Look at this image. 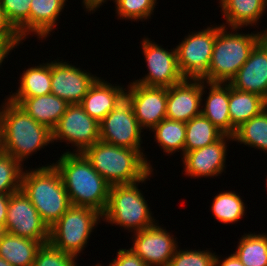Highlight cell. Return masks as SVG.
<instances>
[{"label": "cell", "instance_id": "41", "mask_svg": "<svg viewBox=\"0 0 267 266\" xmlns=\"http://www.w3.org/2000/svg\"><path fill=\"white\" fill-rule=\"evenodd\" d=\"M220 262V257L215 255L214 266H245L234 253Z\"/></svg>", "mask_w": 267, "mask_h": 266}, {"label": "cell", "instance_id": "20", "mask_svg": "<svg viewBox=\"0 0 267 266\" xmlns=\"http://www.w3.org/2000/svg\"><path fill=\"white\" fill-rule=\"evenodd\" d=\"M18 104L35 121L45 125L51 131L66 112L69 104L54 94L36 97H7Z\"/></svg>", "mask_w": 267, "mask_h": 266}, {"label": "cell", "instance_id": "26", "mask_svg": "<svg viewBox=\"0 0 267 266\" xmlns=\"http://www.w3.org/2000/svg\"><path fill=\"white\" fill-rule=\"evenodd\" d=\"M51 94V62L23 71L16 93L9 97H36Z\"/></svg>", "mask_w": 267, "mask_h": 266}, {"label": "cell", "instance_id": "31", "mask_svg": "<svg viewBox=\"0 0 267 266\" xmlns=\"http://www.w3.org/2000/svg\"><path fill=\"white\" fill-rule=\"evenodd\" d=\"M211 211L222 224L236 223L245 216V203L237 193L224 191L214 197Z\"/></svg>", "mask_w": 267, "mask_h": 266}, {"label": "cell", "instance_id": "18", "mask_svg": "<svg viewBox=\"0 0 267 266\" xmlns=\"http://www.w3.org/2000/svg\"><path fill=\"white\" fill-rule=\"evenodd\" d=\"M226 139V140H225ZM227 140L233 137L223 135L216 142L205 147L184 152L182 161L184 172L188 177H214L220 175L225 169Z\"/></svg>", "mask_w": 267, "mask_h": 266}, {"label": "cell", "instance_id": "9", "mask_svg": "<svg viewBox=\"0 0 267 266\" xmlns=\"http://www.w3.org/2000/svg\"><path fill=\"white\" fill-rule=\"evenodd\" d=\"M72 143V153H82L100 140L99 123L91 118L80 104H69L66 112L52 129V142Z\"/></svg>", "mask_w": 267, "mask_h": 266}, {"label": "cell", "instance_id": "12", "mask_svg": "<svg viewBox=\"0 0 267 266\" xmlns=\"http://www.w3.org/2000/svg\"><path fill=\"white\" fill-rule=\"evenodd\" d=\"M4 231L42 244L49 242L48 226L21 190L10 195Z\"/></svg>", "mask_w": 267, "mask_h": 266}, {"label": "cell", "instance_id": "1", "mask_svg": "<svg viewBox=\"0 0 267 266\" xmlns=\"http://www.w3.org/2000/svg\"><path fill=\"white\" fill-rule=\"evenodd\" d=\"M59 170L71 206L88 207L103 214L110 185L82 153L66 151L53 163Z\"/></svg>", "mask_w": 267, "mask_h": 266}, {"label": "cell", "instance_id": "30", "mask_svg": "<svg viewBox=\"0 0 267 266\" xmlns=\"http://www.w3.org/2000/svg\"><path fill=\"white\" fill-rule=\"evenodd\" d=\"M233 141L267 153V108L237 128Z\"/></svg>", "mask_w": 267, "mask_h": 266}, {"label": "cell", "instance_id": "23", "mask_svg": "<svg viewBox=\"0 0 267 266\" xmlns=\"http://www.w3.org/2000/svg\"><path fill=\"white\" fill-rule=\"evenodd\" d=\"M41 242L0 231V257L12 266H32Z\"/></svg>", "mask_w": 267, "mask_h": 266}, {"label": "cell", "instance_id": "43", "mask_svg": "<svg viewBox=\"0 0 267 266\" xmlns=\"http://www.w3.org/2000/svg\"><path fill=\"white\" fill-rule=\"evenodd\" d=\"M0 266H12V265L0 257Z\"/></svg>", "mask_w": 267, "mask_h": 266}, {"label": "cell", "instance_id": "8", "mask_svg": "<svg viewBox=\"0 0 267 266\" xmlns=\"http://www.w3.org/2000/svg\"><path fill=\"white\" fill-rule=\"evenodd\" d=\"M217 25L188 33L176 46L178 67L184 78L201 79L209 69Z\"/></svg>", "mask_w": 267, "mask_h": 266}, {"label": "cell", "instance_id": "44", "mask_svg": "<svg viewBox=\"0 0 267 266\" xmlns=\"http://www.w3.org/2000/svg\"><path fill=\"white\" fill-rule=\"evenodd\" d=\"M0 152H2V143H1V124H0Z\"/></svg>", "mask_w": 267, "mask_h": 266}, {"label": "cell", "instance_id": "17", "mask_svg": "<svg viewBox=\"0 0 267 266\" xmlns=\"http://www.w3.org/2000/svg\"><path fill=\"white\" fill-rule=\"evenodd\" d=\"M228 84L239 91L261 95L267 100V35L251 50L248 60Z\"/></svg>", "mask_w": 267, "mask_h": 266}, {"label": "cell", "instance_id": "33", "mask_svg": "<svg viewBox=\"0 0 267 266\" xmlns=\"http://www.w3.org/2000/svg\"><path fill=\"white\" fill-rule=\"evenodd\" d=\"M23 167L11 155L0 152V194H13L20 191Z\"/></svg>", "mask_w": 267, "mask_h": 266}, {"label": "cell", "instance_id": "21", "mask_svg": "<svg viewBox=\"0 0 267 266\" xmlns=\"http://www.w3.org/2000/svg\"><path fill=\"white\" fill-rule=\"evenodd\" d=\"M205 85L209 86L210 90L204 100L205 104L201 106V114L224 135L233 137L236 129L231 125L229 115V84L205 82Z\"/></svg>", "mask_w": 267, "mask_h": 266}, {"label": "cell", "instance_id": "35", "mask_svg": "<svg viewBox=\"0 0 267 266\" xmlns=\"http://www.w3.org/2000/svg\"><path fill=\"white\" fill-rule=\"evenodd\" d=\"M77 257L64 253L50 242L42 244L32 266H77Z\"/></svg>", "mask_w": 267, "mask_h": 266}, {"label": "cell", "instance_id": "39", "mask_svg": "<svg viewBox=\"0 0 267 266\" xmlns=\"http://www.w3.org/2000/svg\"><path fill=\"white\" fill-rule=\"evenodd\" d=\"M0 38H20L18 33L8 23L0 3Z\"/></svg>", "mask_w": 267, "mask_h": 266}, {"label": "cell", "instance_id": "37", "mask_svg": "<svg viewBox=\"0 0 267 266\" xmlns=\"http://www.w3.org/2000/svg\"><path fill=\"white\" fill-rule=\"evenodd\" d=\"M108 266H148L131 249H119L117 257Z\"/></svg>", "mask_w": 267, "mask_h": 266}, {"label": "cell", "instance_id": "3", "mask_svg": "<svg viewBox=\"0 0 267 266\" xmlns=\"http://www.w3.org/2000/svg\"><path fill=\"white\" fill-rule=\"evenodd\" d=\"M82 154L110 186L141 181L153 171L143 151L101 140L86 148Z\"/></svg>", "mask_w": 267, "mask_h": 266}, {"label": "cell", "instance_id": "29", "mask_svg": "<svg viewBox=\"0 0 267 266\" xmlns=\"http://www.w3.org/2000/svg\"><path fill=\"white\" fill-rule=\"evenodd\" d=\"M151 130L155 132V141H157L159 144L158 146L163 149V152L172 154L173 152L175 153V151L181 150L183 156L186 123L166 118Z\"/></svg>", "mask_w": 267, "mask_h": 266}, {"label": "cell", "instance_id": "16", "mask_svg": "<svg viewBox=\"0 0 267 266\" xmlns=\"http://www.w3.org/2000/svg\"><path fill=\"white\" fill-rule=\"evenodd\" d=\"M203 79L185 78L167 88L166 118L187 123L201 114L203 94L206 93Z\"/></svg>", "mask_w": 267, "mask_h": 266}, {"label": "cell", "instance_id": "11", "mask_svg": "<svg viewBox=\"0 0 267 266\" xmlns=\"http://www.w3.org/2000/svg\"><path fill=\"white\" fill-rule=\"evenodd\" d=\"M141 44L149 73L133 82L147 87L168 88L185 79L178 67L176 48L168 51L149 38H144Z\"/></svg>", "mask_w": 267, "mask_h": 266}, {"label": "cell", "instance_id": "5", "mask_svg": "<svg viewBox=\"0 0 267 266\" xmlns=\"http://www.w3.org/2000/svg\"><path fill=\"white\" fill-rule=\"evenodd\" d=\"M217 26L212 58L208 72L201 78L210 83H229L241 66L248 60L251 50L267 35V29L251 34L236 32L241 28ZM235 31V32H234Z\"/></svg>", "mask_w": 267, "mask_h": 266}, {"label": "cell", "instance_id": "27", "mask_svg": "<svg viewBox=\"0 0 267 266\" xmlns=\"http://www.w3.org/2000/svg\"><path fill=\"white\" fill-rule=\"evenodd\" d=\"M224 134L202 114L186 123L184 152H190L210 145Z\"/></svg>", "mask_w": 267, "mask_h": 266}, {"label": "cell", "instance_id": "10", "mask_svg": "<svg viewBox=\"0 0 267 266\" xmlns=\"http://www.w3.org/2000/svg\"><path fill=\"white\" fill-rule=\"evenodd\" d=\"M100 140L119 147L143 151L142 128L134 115L131 104L124 98L99 123Z\"/></svg>", "mask_w": 267, "mask_h": 266}, {"label": "cell", "instance_id": "24", "mask_svg": "<svg viewBox=\"0 0 267 266\" xmlns=\"http://www.w3.org/2000/svg\"><path fill=\"white\" fill-rule=\"evenodd\" d=\"M266 108L267 100L261 95L239 91L229 85V115L235 129Z\"/></svg>", "mask_w": 267, "mask_h": 266}, {"label": "cell", "instance_id": "6", "mask_svg": "<svg viewBox=\"0 0 267 266\" xmlns=\"http://www.w3.org/2000/svg\"><path fill=\"white\" fill-rule=\"evenodd\" d=\"M152 173L151 171L144 179L135 183L110 186L102 221L132 230L133 233L156 224L146 198L137 187L139 183L149 179Z\"/></svg>", "mask_w": 267, "mask_h": 266}, {"label": "cell", "instance_id": "13", "mask_svg": "<svg viewBox=\"0 0 267 266\" xmlns=\"http://www.w3.org/2000/svg\"><path fill=\"white\" fill-rule=\"evenodd\" d=\"M127 87L125 98L142 129L151 130L166 119L167 87H147L135 82Z\"/></svg>", "mask_w": 267, "mask_h": 266}, {"label": "cell", "instance_id": "25", "mask_svg": "<svg viewBox=\"0 0 267 266\" xmlns=\"http://www.w3.org/2000/svg\"><path fill=\"white\" fill-rule=\"evenodd\" d=\"M68 0H32L30 6V33L37 35V38L49 36L54 30L60 12Z\"/></svg>", "mask_w": 267, "mask_h": 266}, {"label": "cell", "instance_id": "42", "mask_svg": "<svg viewBox=\"0 0 267 266\" xmlns=\"http://www.w3.org/2000/svg\"><path fill=\"white\" fill-rule=\"evenodd\" d=\"M107 0H83L82 3L84 8H86V11H95L98 7L102 5V3H105Z\"/></svg>", "mask_w": 267, "mask_h": 266}, {"label": "cell", "instance_id": "34", "mask_svg": "<svg viewBox=\"0 0 267 266\" xmlns=\"http://www.w3.org/2000/svg\"><path fill=\"white\" fill-rule=\"evenodd\" d=\"M157 0H114L120 19L145 20L151 17Z\"/></svg>", "mask_w": 267, "mask_h": 266}, {"label": "cell", "instance_id": "40", "mask_svg": "<svg viewBox=\"0 0 267 266\" xmlns=\"http://www.w3.org/2000/svg\"><path fill=\"white\" fill-rule=\"evenodd\" d=\"M11 194H0V231H4Z\"/></svg>", "mask_w": 267, "mask_h": 266}, {"label": "cell", "instance_id": "7", "mask_svg": "<svg viewBox=\"0 0 267 266\" xmlns=\"http://www.w3.org/2000/svg\"><path fill=\"white\" fill-rule=\"evenodd\" d=\"M102 214L88 207L71 206L50 228L49 242L78 258Z\"/></svg>", "mask_w": 267, "mask_h": 266}, {"label": "cell", "instance_id": "38", "mask_svg": "<svg viewBox=\"0 0 267 266\" xmlns=\"http://www.w3.org/2000/svg\"><path fill=\"white\" fill-rule=\"evenodd\" d=\"M21 38H0V67L4 59L9 55L15 46H19Z\"/></svg>", "mask_w": 267, "mask_h": 266}, {"label": "cell", "instance_id": "19", "mask_svg": "<svg viewBox=\"0 0 267 266\" xmlns=\"http://www.w3.org/2000/svg\"><path fill=\"white\" fill-rule=\"evenodd\" d=\"M123 87L114 86L98 77L80 105L91 118L100 123L125 98L126 88Z\"/></svg>", "mask_w": 267, "mask_h": 266}, {"label": "cell", "instance_id": "36", "mask_svg": "<svg viewBox=\"0 0 267 266\" xmlns=\"http://www.w3.org/2000/svg\"><path fill=\"white\" fill-rule=\"evenodd\" d=\"M215 253L209 250H179L178 247L168 266H214Z\"/></svg>", "mask_w": 267, "mask_h": 266}, {"label": "cell", "instance_id": "28", "mask_svg": "<svg viewBox=\"0 0 267 266\" xmlns=\"http://www.w3.org/2000/svg\"><path fill=\"white\" fill-rule=\"evenodd\" d=\"M234 254L245 266H267V235L244 234Z\"/></svg>", "mask_w": 267, "mask_h": 266}, {"label": "cell", "instance_id": "4", "mask_svg": "<svg viewBox=\"0 0 267 266\" xmlns=\"http://www.w3.org/2000/svg\"><path fill=\"white\" fill-rule=\"evenodd\" d=\"M20 190L48 228L71 207L61 174L53 163L23 171Z\"/></svg>", "mask_w": 267, "mask_h": 266}, {"label": "cell", "instance_id": "15", "mask_svg": "<svg viewBox=\"0 0 267 266\" xmlns=\"http://www.w3.org/2000/svg\"><path fill=\"white\" fill-rule=\"evenodd\" d=\"M53 61H51V94L64 99L68 104H80L98 77L66 61L59 62V59Z\"/></svg>", "mask_w": 267, "mask_h": 266}, {"label": "cell", "instance_id": "14", "mask_svg": "<svg viewBox=\"0 0 267 266\" xmlns=\"http://www.w3.org/2000/svg\"><path fill=\"white\" fill-rule=\"evenodd\" d=\"M131 250L148 266H168L171 258L179 247L166 229L154 224L141 231L134 232Z\"/></svg>", "mask_w": 267, "mask_h": 266}, {"label": "cell", "instance_id": "32", "mask_svg": "<svg viewBox=\"0 0 267 266\" xmlns=\"http://www.w3.org/2000/svg\"><path fill=\"white\" fill-rule=\"evenodd\" d=\"M32 0H0L8 23L23 40L30 34V6Z\"/></svg>", "mask_w": 267, "mask_h": 266}, {"label": "cell", "instance_id": "2", "mask_svg": "<svg viewBox=\"0 0 267 266\" xmlns=\"http://www.w3.org/2000/svg\"><path fill=\"white\" fill-rule=\"evenodd\" d=\"M4 102L0 108L2 152L24 164L28 156L52 143V131L18 104L8 98Z\"/></svg>", "mask_w": 267, "mask_h": 266}, {"label": "cell", "instance_id": "22", "mask_svg": "<svg viewBox=\"0 0 267 266\" xmlns=\"http://www.w3.org/2000/svg\"><path fill=\"white\" fill-rule=\"evenodd\" d=\"M222 16L231 28L256 26L257 22L266 12L267 0H219ZM253 24V25H252Z\"/></svg>", "mask_w": 267, "mask_h": 266}]
</instances>
